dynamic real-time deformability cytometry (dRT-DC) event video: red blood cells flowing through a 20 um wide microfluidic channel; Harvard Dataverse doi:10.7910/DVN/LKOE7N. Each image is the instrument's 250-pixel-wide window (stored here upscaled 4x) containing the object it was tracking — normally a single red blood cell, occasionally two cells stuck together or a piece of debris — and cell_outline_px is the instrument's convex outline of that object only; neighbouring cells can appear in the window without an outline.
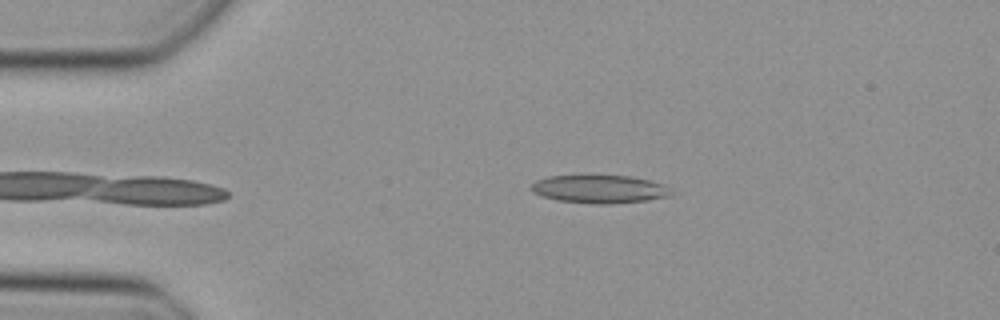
{"species": "Egyptian fruit bat (a non-hibernating species)", "species_latin": "Rousettus aegyptiacus", "temperature_condition": "cold", "stored_images_in_passage": 34, "camera_frame_rate_fps": 3000, "um_per_image_px": 0.085, "animal": {"sex": "female"}, "frame": {"image": 1, "passage_image": 1, "time_ms": 0.0, "image_size_px": [1000, 320], "cell_outline_px": [[672, 192], [668, 196], [648, 200], [608, 204], [596, 204], [556, 200], [532, 192], [532, 184], [536, 180], [548, 176], [632, 176], [664, 184]], "centroid_in_image_um": [50.96, 16.07], "position_along_channel_um": 34.0, "area_um2": 22.66}}
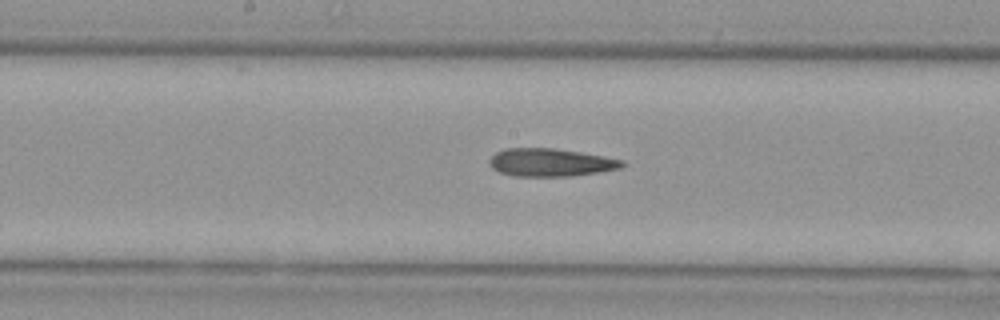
{"frame": {"image": 2, "passage_image": 16, "time_ms": 5.0, "image_size_px": [1000, 320], "cell_outline_px": [[624, 164], [620, 168], [572, 176], [516, 176], [500, 172], [492, 168], [488, 164], [488, 160], [496, 152], [504, 148], [552, 148], [580, 152], [624, 160]], "centroid_in_image_um": [46.75, 13.8], "position_along_channel_um": 201.5, "area_um2": 21.44}}
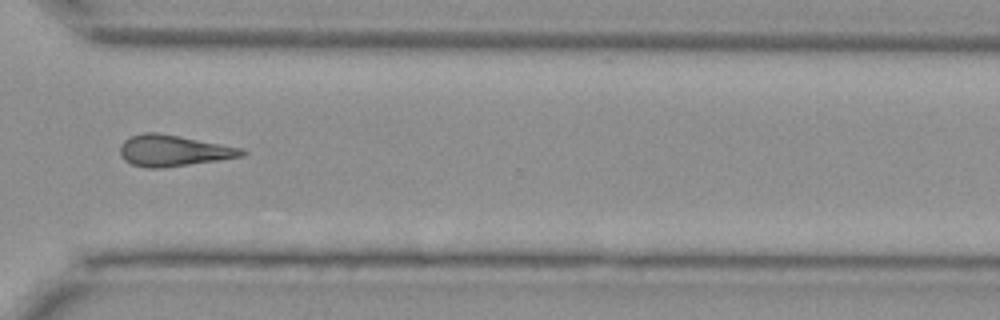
{"frame": {"image": 3, "passage_image": 27, "time_ms": 8.667, "image_size_px": [1000, 320], "cell_outline_px": [[248, 152], [244, 156], [160, 168], [148, 168], [132, 164], [124, 160], [120, 156], [120, 144], [128, 136], [144, 132], [156, 132], [180, 136], [244, 148]], "centroid_in_image_um": [14.72, 12.79], "position_along_channel_um": 355.9, "area_um2": 22.2}}